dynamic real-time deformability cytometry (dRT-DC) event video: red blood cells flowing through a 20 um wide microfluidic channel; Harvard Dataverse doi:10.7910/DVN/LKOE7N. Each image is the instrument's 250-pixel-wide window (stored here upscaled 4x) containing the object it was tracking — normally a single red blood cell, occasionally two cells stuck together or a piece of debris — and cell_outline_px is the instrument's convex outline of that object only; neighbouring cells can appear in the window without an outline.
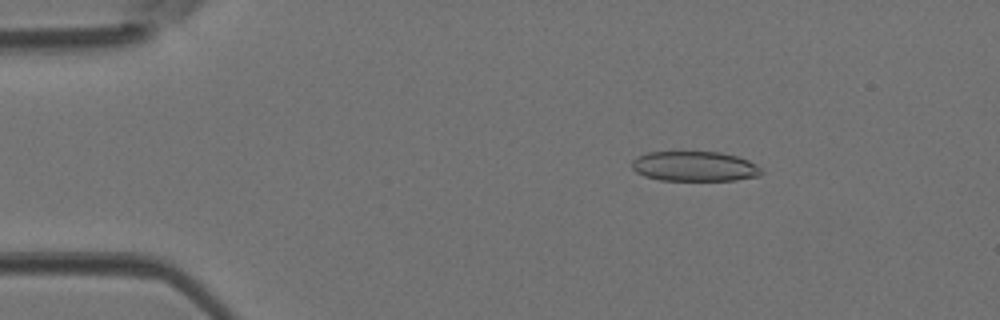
{"species": "Egyptian fruit bat (a non-hibernating species)", "species_latin": "Rousettus aegyptiacus", "temperature_condition": "room temperature", "stored_images_in_passage": 45, "camera_frame_rate_fps": 3000, "um_per_image_px": 0.085, "animal": {"sex": "female"}, "frame": {"image": 1, "passage_image": 7, "time_ms": 2.0, "image_size_px": [1000, 320], "cell_outline_px": [[764, 172], [760, 176], [736, 180], [660, 180], [644, 176], [636, 172], [632, 168], [632, 160], [636, 156], [648, 152], [720, 152], [736, 156], [748, 160], [756, 164]], "centroid_in_image_um": [59.04, 14.14], "position_along_channel_um": 26.0, "area_um2": 22.72}}
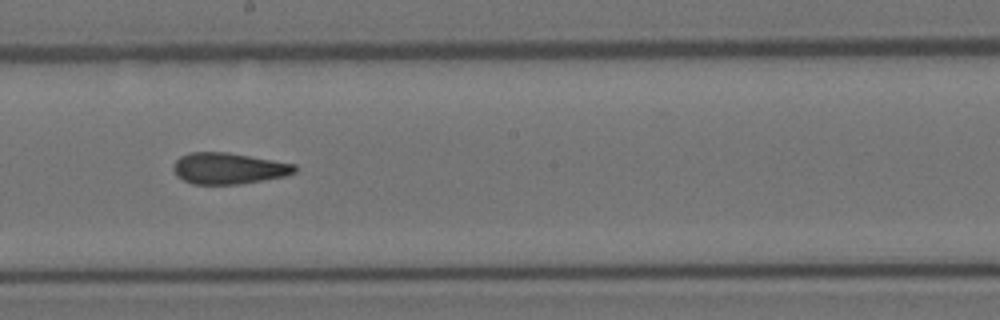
{"frame": {"image": 2, "passage_image": 25, "time_ms": 8.0, "image_size_px": [1000, 320], "cell_outline_px": [[296, 172], [284, 176], [240, 184], [192, 184], [176, 176], [172, 168], [172, 164], [180, 156], [188, 152], [228, 152], [296, 164]], "centroid_in_image_um": [19.39, 14.3], "position_along_channel_um": 228.8, "area_um2": 22.2}}
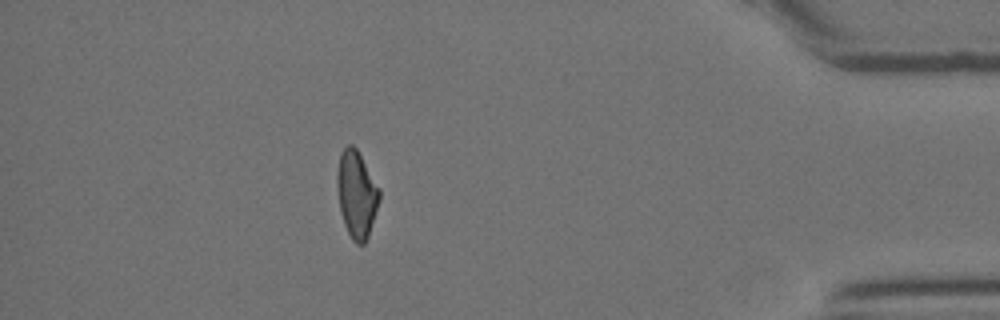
{"frame": {"image": 3, "passage_image": 40, "time_ms": 13.0, "image_size_px": [1000, 320], "cell_outline_px": [[380, 200], [368, 236], [364, 244], [356, 244], [352, 240], [344, 224], [340, 212], [336, 184], [336, 172], [340, 152], [348, 144], [352, 144], [356, 148], [380, 188]], "centroid_in_image_um": [30.29, 16.5], "position_along_channel_um": 404.9, "area_um2": 21.62}}